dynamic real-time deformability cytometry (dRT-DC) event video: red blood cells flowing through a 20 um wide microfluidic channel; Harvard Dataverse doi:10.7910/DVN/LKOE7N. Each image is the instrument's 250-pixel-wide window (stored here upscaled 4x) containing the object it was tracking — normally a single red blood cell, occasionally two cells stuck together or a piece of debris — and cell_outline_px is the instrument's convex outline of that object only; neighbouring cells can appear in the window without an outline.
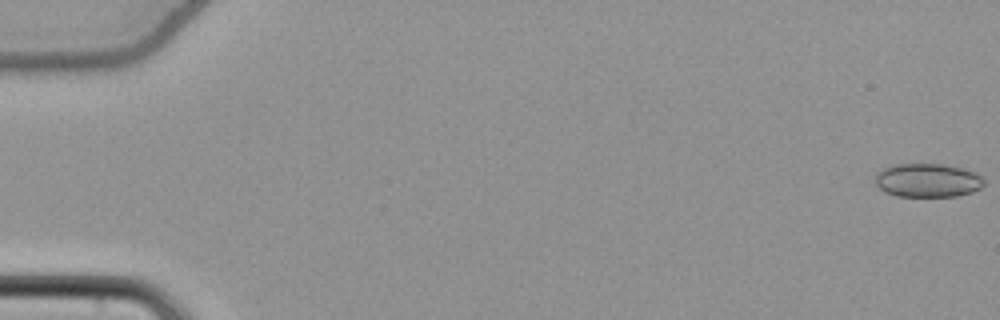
{"species": "common noctule bat (a hibernating species)", "species_latin": "Nyctalus noctula", "temperature_condition": "cold", "stored_images_in_passage": 12, "camera_frame_rate_fps": 3000, "um_per_image_px": 0.085, "animal": {"sex": "female", "body_mass_g": 22.7, "forearm_length_mm": 54.2}, "frame": {"image": 1, "passage_image": 1, "time_ms": 0.0, "image_size_px": [1000, 320], "cell_outline_px": [[984, 184], [980, 188], [972, 192], [956, 196], [896, 196], [884, 192], [876, 184], [876, 172], [884, 168], [896, 164], [944, 164], [964, 168], [980, 176], [984, 180]], "centroid_in_image_um": [78.84, 15.33], "position_along_channel_um": 6.2, "area_um2": 21.33}}